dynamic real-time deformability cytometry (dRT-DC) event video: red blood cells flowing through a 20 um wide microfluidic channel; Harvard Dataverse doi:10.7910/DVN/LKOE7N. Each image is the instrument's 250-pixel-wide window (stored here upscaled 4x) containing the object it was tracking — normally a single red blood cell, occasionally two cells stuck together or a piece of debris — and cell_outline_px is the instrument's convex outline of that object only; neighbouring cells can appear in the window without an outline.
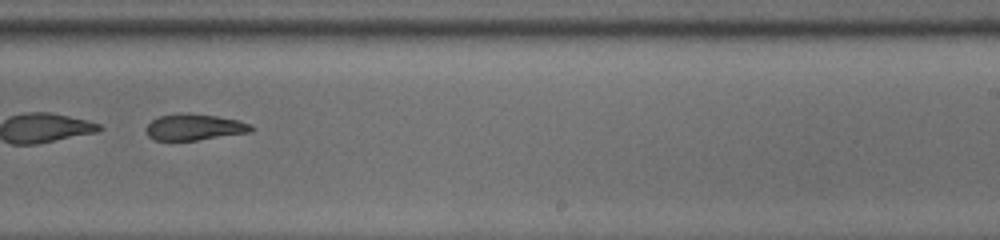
{"species": "common noctule bat (a hibernating species)", "species_latin": "Nyctalus noctula", "temperature_condition": "room temperature", "stored_images_in_passage": 40, "segment_of_instrument_passage": [2, 2], "camera_frame_rate_fps": 3000, "um_per_image_px": 0.085, "animal": {"sex": "male", "body_mass_g": 13.0, "forearm_length_mm": 53.1}, "frame": {"image": 1, "passage_image": 23, "time_ms": 7.333, "image_size_px": [1000, 240], "cell_outline_px": [[256, 128], [252, 132], [196, 140], [156, 140], [148, 136], [144, 128], [152, 120], [160, 116], [180, 112], [188, 112], [216, 116], [240, 120], [252, 124]], "centroid_in_image_um": [16.56, 10.79], "position_along_channel_um": 272.4, "area_um2": 16.36}}